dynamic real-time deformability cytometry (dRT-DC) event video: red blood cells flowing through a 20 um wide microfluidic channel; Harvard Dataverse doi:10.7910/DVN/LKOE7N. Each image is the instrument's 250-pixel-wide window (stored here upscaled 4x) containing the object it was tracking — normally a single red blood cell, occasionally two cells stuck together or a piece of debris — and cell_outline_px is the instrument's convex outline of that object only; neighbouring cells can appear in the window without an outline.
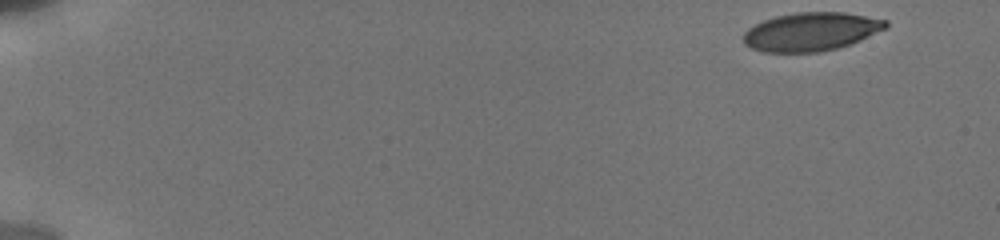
{"species": "human", "species_latin": "Homo sapiens", "temperature_condition": "cold", "stored_images_in_passage": 51, "camera_frame_rate_fps": 3000, "um_per_image_px": 0.085, "donor": {"sex": "male"}, "frame": {"image": 1, "passage_image": 1, "time_ms": 0.0, "image_size_px": [1000, 240], "cell_outline_px": [[888, 28], [860, 40], [836, 48], [820, 52], [764, 52], [752, 48], [744, 44], [744, 32], [748, 28], [764, 20], [776, 16], [796, 12], [844, 12], [888, 20]], "centroid_in_image_um": [68.96, 2.69], "position_along_channel_um": 16.0, "area_um2": 31.85}}
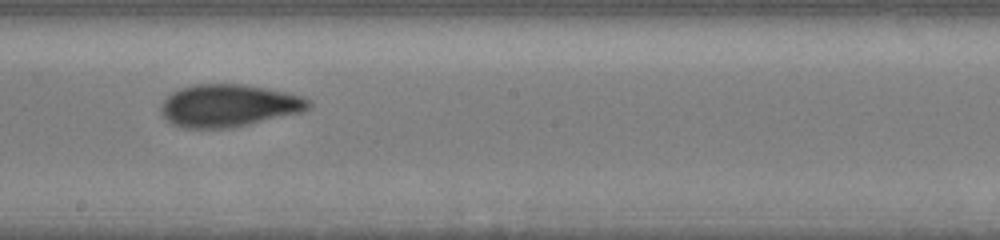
{"frame": {"image": 2, "passage_image": 29, "time_ms": 9.667, "image_size_px": [1000, 240], "cell_outline_px": [[312, 108], [304, 112], [232, 128], [184, 128], [172, 124], [160, 112], [160, 104], [172, 92], [180, 88], [196, 84], [244, 84], [268, 88], [288, 92], [304, 96], [312, 100]], "centroid_in_image_um": [19.51, 8.97], "position_along_channel_um": 228.7, "area_um2": 37.11}}
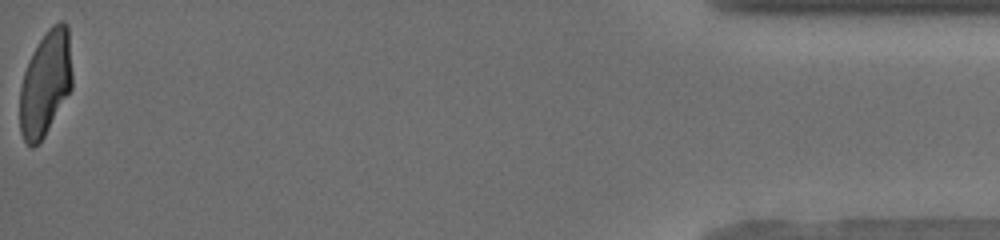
{"frame": {"image": 3, "passage_image": 51, "time_ms": 17.0, "image_size_px": [1000, 240], "cell_outline_px": [[72, 88], [44, 136], [32, 148], [24, 140], [20, 132], [20, 88], [24, 72], [32, 52], [48, 28], [52, 24], [60, 20], [68, 24], [72, 72]], "centroid_in_image_um": [3.87, 7.05], "position_along_channel_um": 431.3, "area_um2": 32.02}, "authors_computed_cell_mechanics": {"area_um2": 34.7378, "velocity_mm_per_s": 3.8456, "shape_relaxation_time_tau1_ms": 3.6059, "shape_relaxation_time_tau2_ms": 1.7245, "deformation_change_tau1": 0.1398, "deformation_change_tau2": 0.0688}}